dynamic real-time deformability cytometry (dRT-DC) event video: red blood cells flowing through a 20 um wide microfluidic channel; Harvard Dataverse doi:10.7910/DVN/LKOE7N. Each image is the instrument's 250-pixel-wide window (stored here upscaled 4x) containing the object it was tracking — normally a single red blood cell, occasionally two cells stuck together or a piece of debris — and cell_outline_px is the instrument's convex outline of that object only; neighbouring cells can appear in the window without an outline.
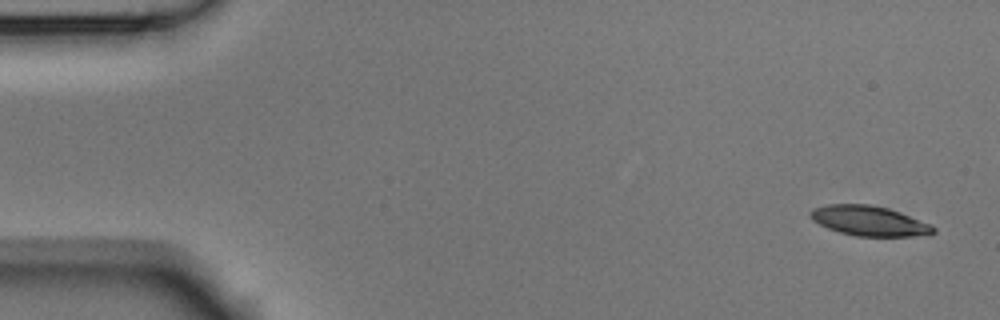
{"species": "Egyptian fruit bat (a non-hibernating species)", "species_latin": "Rousettus aegyptiacus", "temperature_condition": "room temperature", "stored_images_in_passage": 7, "camera_frame_rate_fps": 3000, "um_per_image_px": 0.085, "animal": {"sex": "male"}, "frame": {"image": 1, "passage_image": 1, "time_ms": 0.0, "image_size_px": [1000, 320], "cell_outline_px": [[936, 232], [928, 236], [856, 236], [840, 232], [828, 228], [812, 220], [808, 212], [812, 208], [828, 204], [868, 204], [888, 208], [900, 212], [932, 224], [936, 228]], "centroid_in_image_um": [73.92, 18.77], "position_along_channel_um": 11.1, "area_um2": 21.68}}
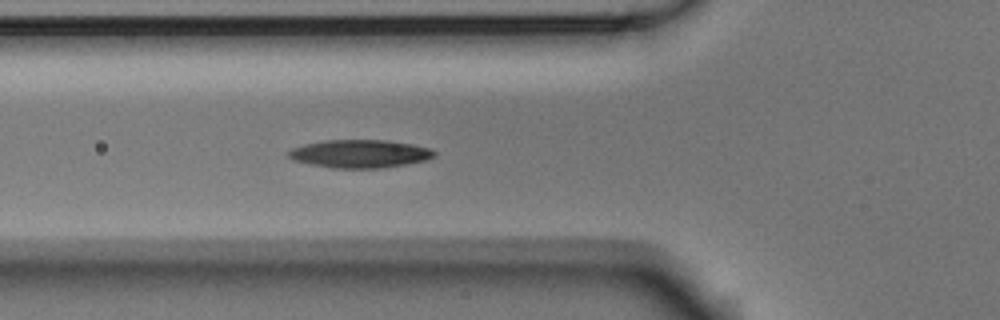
{"frame": {"image": 2, "passage_image": 6, "time_ms": 1.667, "image_size_px": [1000, 320], "cell_outline_px": [[436, 156], [424, 160], [404, 164], [380, 168], [332, 168], [292, 160], [288, 156], [288, 152], [292, 148], [304, 144], [324, 140], [388, 140], [412, 144], [432, 148], [436, 152]], "centroid_in_image_um": [30.59, 13.06], "position_along_channel_um": 95.2, "area_um2": 23.81}}